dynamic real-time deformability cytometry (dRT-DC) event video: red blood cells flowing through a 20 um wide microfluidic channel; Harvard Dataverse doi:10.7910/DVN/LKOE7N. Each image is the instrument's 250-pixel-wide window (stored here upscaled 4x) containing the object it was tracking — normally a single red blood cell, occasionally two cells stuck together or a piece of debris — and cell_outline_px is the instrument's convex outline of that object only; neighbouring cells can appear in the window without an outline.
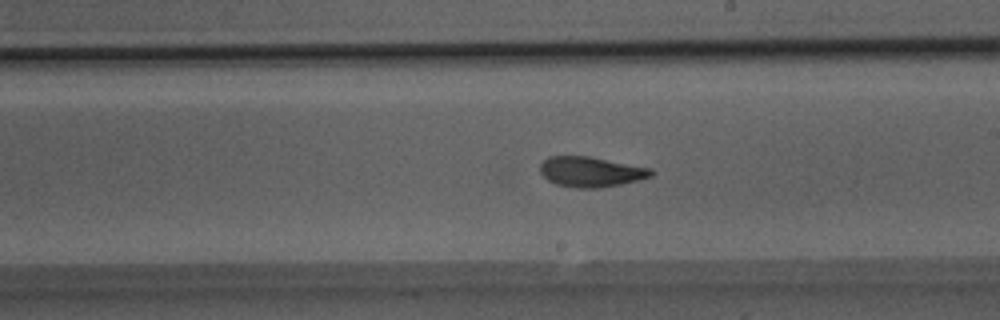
{"species": "Egyptian fruit bat (a non-hibernating species)", "species_latin": "Rousettus aegyptiacus", "temperature_condition": "room temperature", "stored_images_in_passage": 47, "camera_frame_rate_fps": 3000, "um_per_image_px": 0.085, "animal": {"sex": "male"}, "frame": {"image": 1, "passage_image": 25, "time_ms": 8.0, "image_size_px": [1000, 320], "cell_outline_px": [[652, 176], [640, 180], [600, 188], [576, 188], [556, 184], [548, 180], [540, 172], [540, 164], [548, 156], [588, 156], [652, 168]], "centroid_in_image_um": [50.22, 14.6], "position_along_channel_um": 238.8, "area_um2": 19.54}}
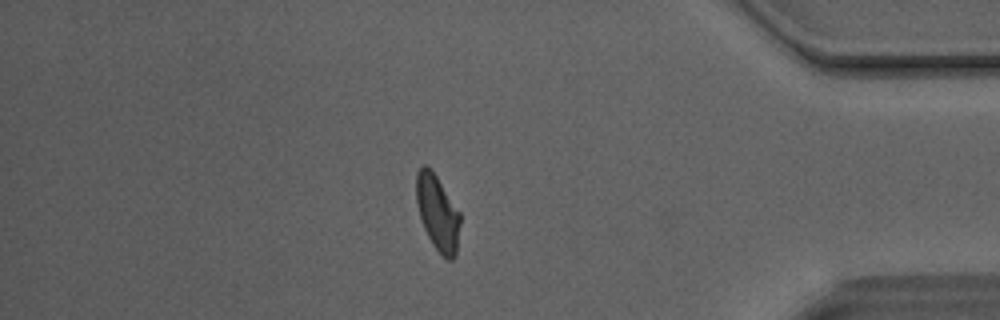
{"frame": {"image": 2, "passage_image": 39, "time_ms": 12.667, "image_size_px": [1000, 320], "cell_outline_px": [[460, 224], [456, 256], [452, 260], [448, 260], [432, 244], [424, 228], [420, 216], [416, 200], [416, 172], [424, 164], [436, 176], [460, 212]], "centroid_in_image_um": [37.2, 18.11], "position_along_channel_um": 398.0, "area_um2": 19.02}}
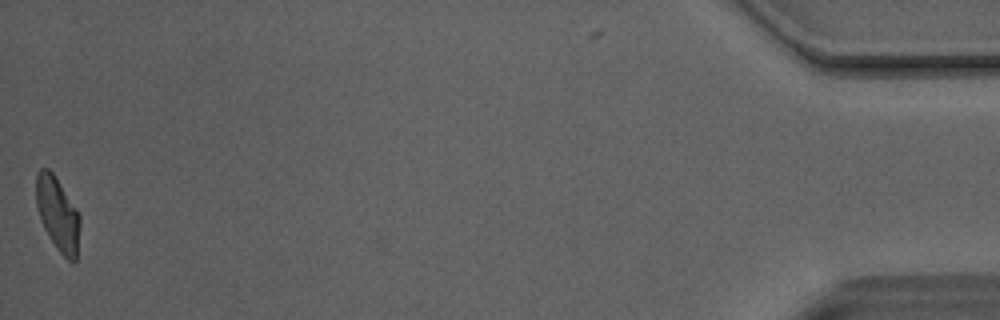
{"frame": {"image": 3, "passage_image": 46, "time_ms": 15.0, "image_size_px": [1000, 320], "cell_outline_px": [[80, 224], [76, 260], [72, 264], [56, 248], [48, 236], [40, 220], [36, 204], [36, 172], [40, 168], [48, 168], [52, 172], [76, 208], [80, 216]], "centroid_in_image_um": [4.89, 18.2], "position_along_channel_um": 430.3, "area_um2": 18.84}, "authors_computed_cell_mechanics": {"area_um2": 19.8254, "velocity_mm_per_s": 4.1208, "shape_relaxation_time_tau1_ms": 6.9644, "shape_relaxation_time_tau2_ms": 1.1251, "deformation_change_tau1": 0.2116, "deformation_change_tau2": 0.0791}}